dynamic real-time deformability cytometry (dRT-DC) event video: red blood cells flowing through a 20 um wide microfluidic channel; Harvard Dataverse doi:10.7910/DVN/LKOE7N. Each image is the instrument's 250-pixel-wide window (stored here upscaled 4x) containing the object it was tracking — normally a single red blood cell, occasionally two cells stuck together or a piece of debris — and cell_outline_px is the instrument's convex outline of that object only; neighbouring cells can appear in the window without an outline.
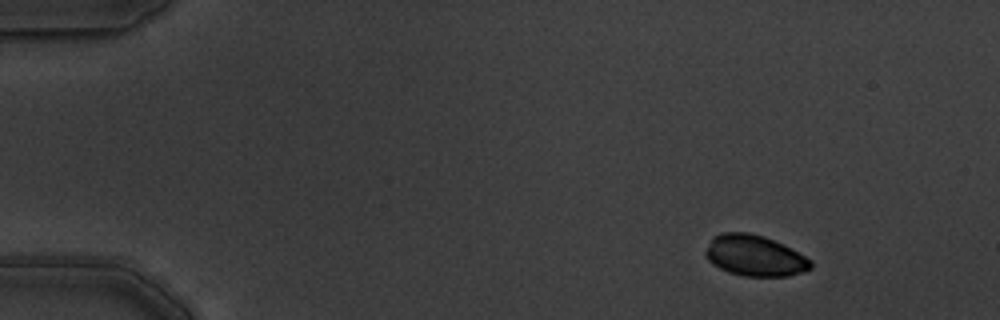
{"species": "common noctule bat (a hibernating species)", "species_latin": "Nyctalus noctula", "temperature_condition": "warm", "stored_images_in_passage": 5, "camera_frame_rate_fps": 3000, "um_per_image_px": 0.085, "animal": {"sex": "male", "body_mass_g": 19.5, "forearm_length_mm": 54.6}, "frame": {"image": 1, "passage_image": 1, "time_ms": 0.0, "image_size_px": [1000, 320], "cell_outline_px": [[812, 268], [788, 276], [744, 276], [728, 272], [712, 264], [704, 256], [704, 252], [712, 236], [720, 232], [748, 232], [764, 236], [812, 260]], "centroid_in_image_um": [64.08, 21.73], "position_along_channel_um": 20.9, "area_um2": 24.97}}